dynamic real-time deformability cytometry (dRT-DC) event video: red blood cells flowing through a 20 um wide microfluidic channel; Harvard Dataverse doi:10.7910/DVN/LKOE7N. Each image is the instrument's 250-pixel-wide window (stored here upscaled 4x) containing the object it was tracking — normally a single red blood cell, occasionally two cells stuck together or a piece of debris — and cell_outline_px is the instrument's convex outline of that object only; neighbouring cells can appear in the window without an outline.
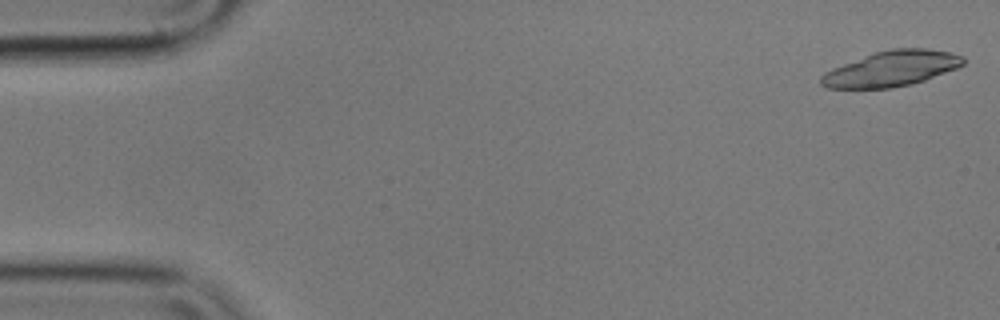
{"species": "common noctule bat (a hibernating species)", "species_latin": "Nyctalus noctula", "temperature_condition": "cold", "stored_images_in_passage": 19, "camera_frame_rate_fps": 3000, "um_per_image_px": 0.085, "animal": {"sex": "male", "body_mass_g": 17.9}, "frame": {"image": 1, "passage_image": 1, "time_ms": 0.0, "image_size_px": [1000, 320], "cell_outline_px": [[964, 64], [956, 68], [924, 80], [912, 84], [892, 88], [828, 88], [820, 84], [820, 76], [824, 72], [832, 68], [872, 52], [892, 48], [928, 48], [948, 52], [964, 56]], "centroid_in_image_um": [75.74, 5.83], "position_along_channel_um": 9.3, "area_um2": 29.42}}